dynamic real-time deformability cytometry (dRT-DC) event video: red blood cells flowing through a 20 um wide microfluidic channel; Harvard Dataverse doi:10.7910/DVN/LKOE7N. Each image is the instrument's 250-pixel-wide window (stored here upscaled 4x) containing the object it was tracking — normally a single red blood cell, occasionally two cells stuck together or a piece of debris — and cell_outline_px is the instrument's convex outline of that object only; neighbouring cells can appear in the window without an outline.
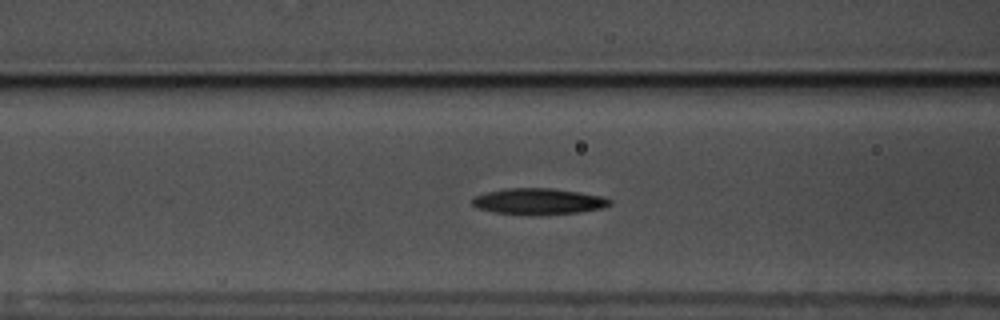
{"species": "common noctule bat (a hibernating species)", "species_latin": "Nyctalus noctula", "temperature_condition": "warm", "stored_images_in_passage": 41, "camera_frame_rate_fps": 3000, "um_per_image_px": 0.085, "animal": {"sex": "male", "body_mass_g": 17.5, "forearm_length_mm": 52.3}, "frame": {"image": 1, "passage_image": 7, "time_ms": 2.0, "image_size_px": [1000, 320], "cell_outline_px": [[612, 204], [600, 208], [580, 212], [532, 216], [524, 216], [496, 212], [480, 208], [472, 204], [472, 196], [504, 188], [552, 188], [580, 192], [604, 196], [612, 200]], "centroid_in_image_um": [45.79, 17.12], "position_along_channel_um": 120.8, "area_um2": 21.27}}
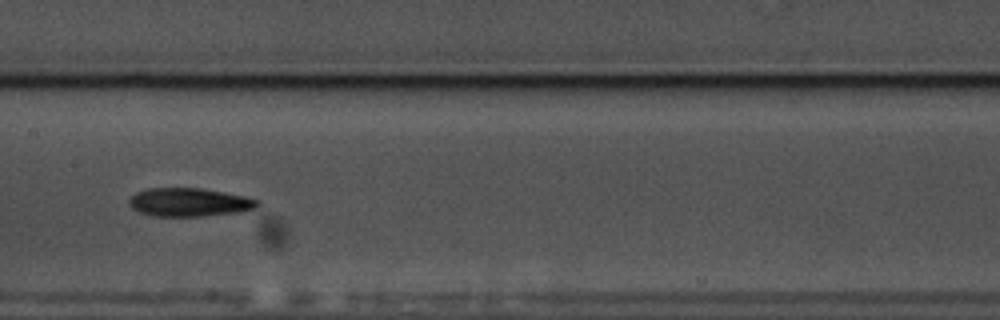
{"frame": {"image": 2, "passage_image": 13, "time_ms": 4.0, "image_size_px": [1000, 320], "cell_outline_px": [[260, 204], [252, 208], [240, 212], [200, 216], [152, 216], [140, 212], [132, 208], [128, 204], [128, 200], [136, 192], [148, 188], [200, 188], [224, 192], [244, 196], [260, 200]], "centroid_in_image_um": [16.06, 17.19], "position_along_channel_um": 191.3, "area_um2": 21.21}}
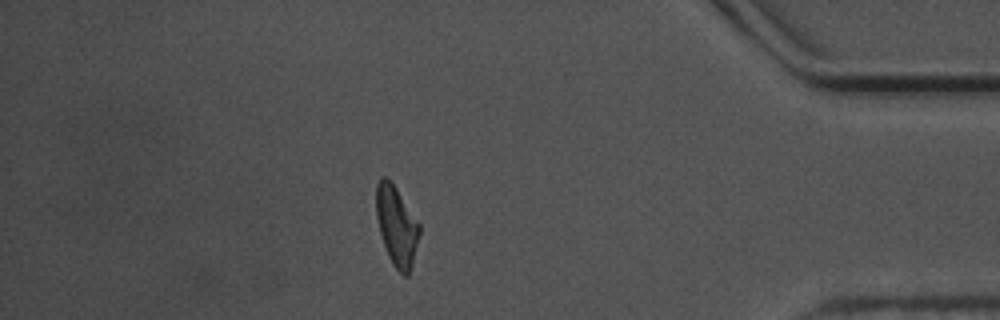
{"frame": {"image": 3, "passage_image": 34, "time_ms": 11.0, "image_size_px": [1000, 320], "cell_outline_px": [[420, 236], [412, 264], [408, 276], [404, 276], [392, 264], [388, 256], [380, 232], [376, 216], [376, 184], [380, 176], [384, 176], [396, 188], [420, 224]], "centroid_in_image_um": [33.71, 19.21], "position_along_channel_um": 401.5, "area_um2": 19.94}, "authors_computed_cell_mechanics": {"area_um2": 20.3456, "velocity_mm_per_s": 3.5407, "shape_relaxation_time_tau1_ms": 4.1291, "shape_relaxation_time_tau2_ms": null, "deformation_change_tau1": 0.1619, "deformation_change_tau2": null}}